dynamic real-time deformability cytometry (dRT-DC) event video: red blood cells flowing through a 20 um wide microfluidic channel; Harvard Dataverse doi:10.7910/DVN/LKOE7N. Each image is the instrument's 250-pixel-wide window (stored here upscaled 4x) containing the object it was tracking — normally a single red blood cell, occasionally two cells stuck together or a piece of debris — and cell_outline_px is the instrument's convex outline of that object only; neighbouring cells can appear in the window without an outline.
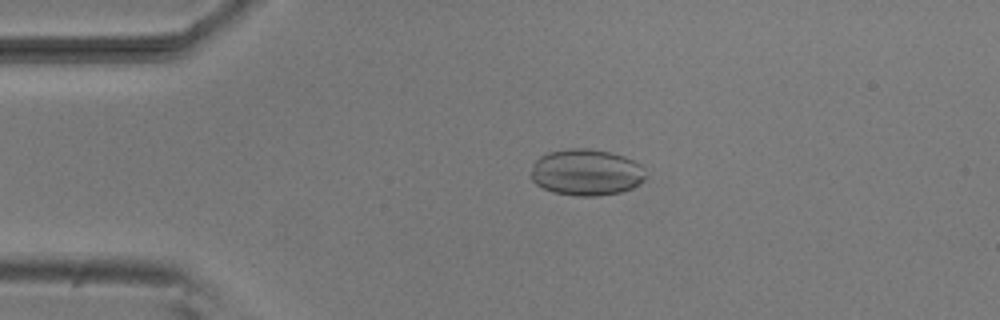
{"species": "common noctule bat (a hibernating species)", "species_latin": "Nyctalus noctula", "temperature_condition": "room temperature", "stored_images_in_passage": 53, "camera_frame_rate_fps": 3000, "um_per_image_px": 0.085, "animal": {"sex": "male", "body_mass_g": 20.5, "forearm_length_mm": 52.5}, "frame": {"image": 1, "passage_image": 11, "time_ms": 3.333, "image_size_px": [1000, 320], "cell_outline_px": [[644, 180], [640, 184], [632, 188], [620, 192], [596, 196], [576, 196], [552, 192], [536, 184], [532, 180], [532, 164], [540, 156], [548, 152], [568, 148], [588, 148], [612, 152], [624, 156], [640, 164], [644, 176]], "centroid_in_image_um": [49.81, 14.64], "position_along_channel_um": 35.2, "area_um2": 31.1}}
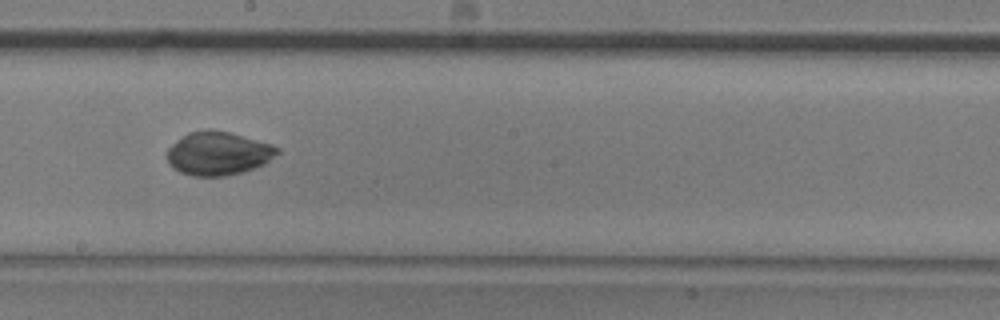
{"frame": {"image": 2, "passage_image": 29, "time_ms": 9.333, "image_size_px": [1000, 320], "cell_outline_px": [[280, 152], [264, 164], [240, 172], [224, 176], [192, 176], [180, 172], [172, 168], [168, 164], [168, 148], [172, 144], [188, 132], [208, 128], [228, 132], [272, 144], [280, 148]], "centroid_in_image_um": [18.53, 13.03], "position_along_channel_um": 229.7, "area_um2": 27.86}}
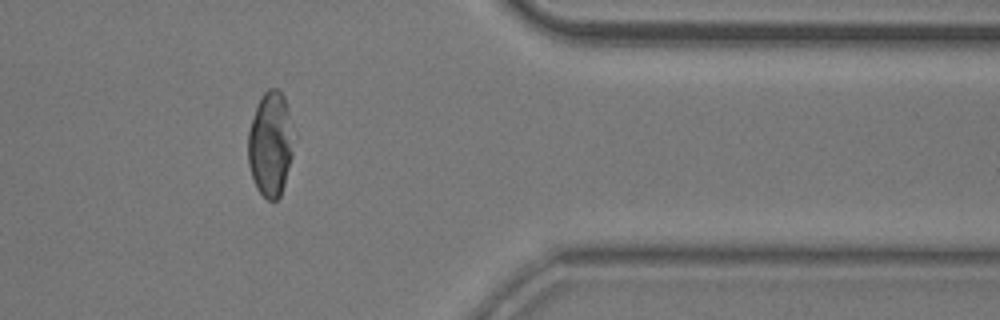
{"frame": {"image": 3, "passage_image": 43, "time_ms": 14.0, "image_size_px": [1000, 320], "cell_outline_px": [[292, 156], [284, 184], [280, 196], [276, 200], [268, 200], [256, 188], [248, 164], [248, 132], [260, 96], [268, 88], [276, 88], [284, 96], [288, 112], [292, 152]], "centroid_in_image_um": [22.95, 12.26], "position_along_channel_um": 388.5, "area_um2": 27.17}}